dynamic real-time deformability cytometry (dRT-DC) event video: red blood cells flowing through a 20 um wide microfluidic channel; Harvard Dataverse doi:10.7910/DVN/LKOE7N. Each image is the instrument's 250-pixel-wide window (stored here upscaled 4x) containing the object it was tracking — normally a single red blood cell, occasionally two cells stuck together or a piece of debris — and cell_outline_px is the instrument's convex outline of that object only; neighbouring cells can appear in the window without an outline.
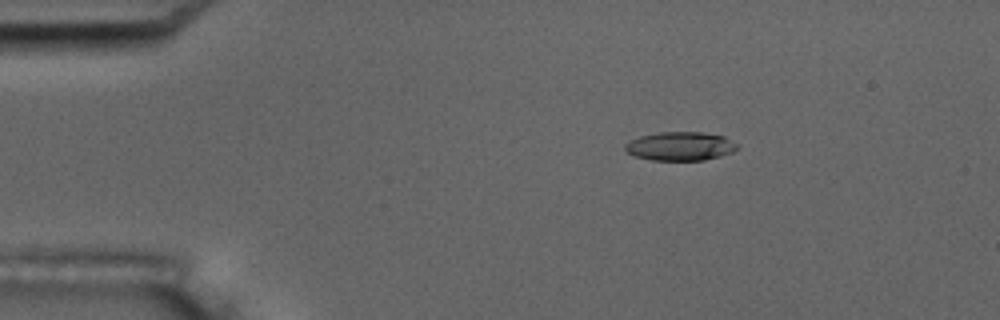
{"species": "common noctule bat (a hibernating species)", "species_latin": "Nyctalus noctula", "temperature_condition": "room temperature", "stored_images_in_passage": 4, "camera_frame_rate_fps": 3000, "um_per_image_px": 0.085, "animal": {"sex": "male", "body_mass_g": 17.5, "forearm_length_mm": 52.3}, "frame": {"image": 1, "passage_image": 2, "time_ms": 1.333, "image_size_px": [1000, 320], "cell_outline_px": [[736, 148], [732, 152], [720, 156], [704, 160], [652, 160], [636, 156], [624, 152], [624, 144], [640, 136], [660, 132], [704, 132], [724, 136], [736, 144]], "centroid_in_image_um": [57.78, 12.42], "position_along_channel_um": 27.2, "area_um2": 18.67}}